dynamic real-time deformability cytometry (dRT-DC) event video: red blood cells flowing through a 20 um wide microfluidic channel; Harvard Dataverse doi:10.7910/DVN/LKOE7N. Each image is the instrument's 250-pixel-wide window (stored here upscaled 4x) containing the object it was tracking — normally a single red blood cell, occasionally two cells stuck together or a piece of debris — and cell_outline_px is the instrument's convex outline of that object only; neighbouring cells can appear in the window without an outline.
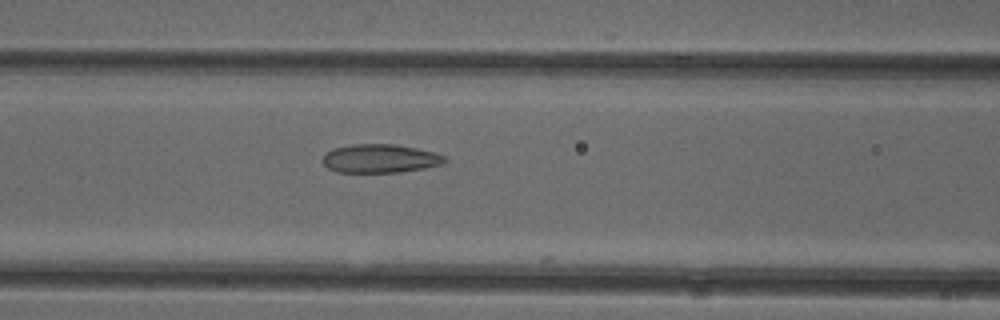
{"species": "common noctule bat (a hibernating species)", "species_latin": "Nyctalus noctula", "temperature_condition": "cold", "stored_images_in_passage": 25, "camera_frame_rate_fps": 3000, "um_per_image_px": 0.085, "animal": {"sex": "female"}, "frame": {"image": 1, "passage_image": 21, "time_ms": 6.667, "image_size_px": [1000, 320], "cell_outline_px": [[448, 160], [444, 164], [424, 168], [400, 172], [336, 172], [328, 168], [320, 160], [324, 152], [332, 148], [352, 144], [392, 144], [416, 148], [432, 152], [444, 156]], "centroid_in_image_um": [32.25, 13.47], "position_along_channel_um": 134.3, "area_um2": 20.52}}
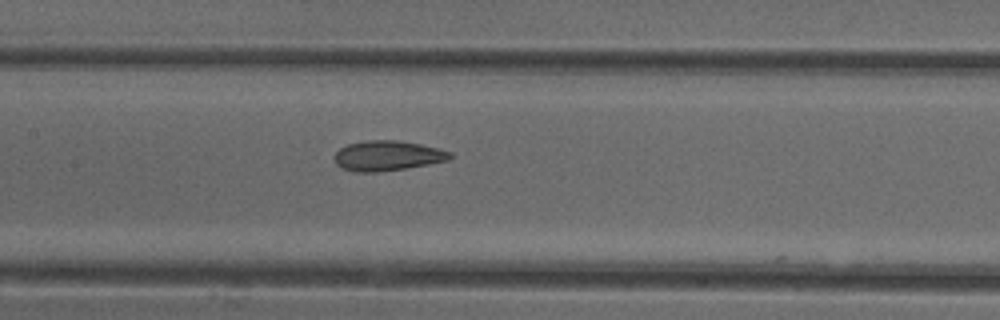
{"frame": {"image": 2, "passage_image": 24, "time_ms": 7.667, "image_size_px": [1000, 320], "cell_outline_px": [[452, 156], [448, 160], [428, 164], [404, 168], [376, 172], [356, 172], [340, 168], [336, 164], [332, 156], [340, 148], [348, 144], [368, 140], [396, 140], [420, 144], [440, 148], [452, 152]], "centroid_in_image_um": [32.9, 13.23], "position_along_channel_um": 174.5, "area_um2": 20.29}}